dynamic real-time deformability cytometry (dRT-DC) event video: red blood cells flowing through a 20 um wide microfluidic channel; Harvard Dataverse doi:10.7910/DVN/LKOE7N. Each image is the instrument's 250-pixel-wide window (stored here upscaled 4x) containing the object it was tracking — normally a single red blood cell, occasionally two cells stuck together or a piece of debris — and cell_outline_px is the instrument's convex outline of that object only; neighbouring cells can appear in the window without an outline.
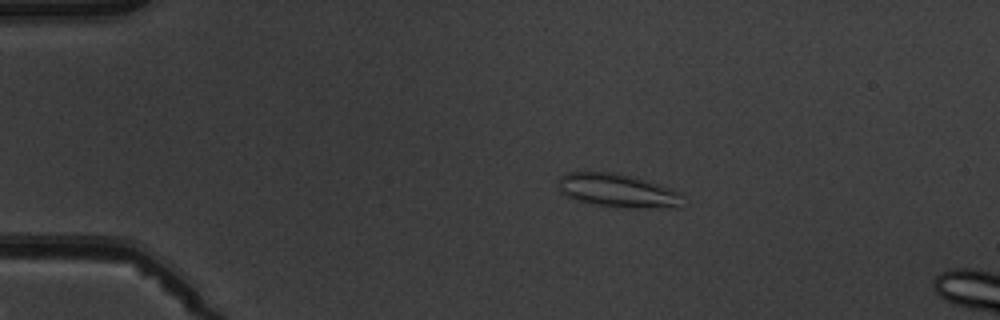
{"species": "common noctule bat (a hibernating species)", "species_latin": "Nyctalus noctula", "temperature_condition": "warm", "stored_images_in_passage": 5, "camera_frame_rate_fps": 3000, "um_per_image_px": 0.085, "animal": {"sex": "male", "body_mass_g": 19.5, "forearm_length_mm": 54.6}, "frame": {"image": 1, "passage_image": 3, "time_ms": 2.0, "image_size_px": [1000, 320], "cell_outline_px": [[680, 208], [632, 208], [600, 204], [576, 200], [560, 192], [560, 176], [568, 172], [612, 172], [660, 184], [680, 192]], "centroid_in_image_um": [52.53, 16.2], "position_along_channel_um": 32.5, "area_um2": 23.81}}